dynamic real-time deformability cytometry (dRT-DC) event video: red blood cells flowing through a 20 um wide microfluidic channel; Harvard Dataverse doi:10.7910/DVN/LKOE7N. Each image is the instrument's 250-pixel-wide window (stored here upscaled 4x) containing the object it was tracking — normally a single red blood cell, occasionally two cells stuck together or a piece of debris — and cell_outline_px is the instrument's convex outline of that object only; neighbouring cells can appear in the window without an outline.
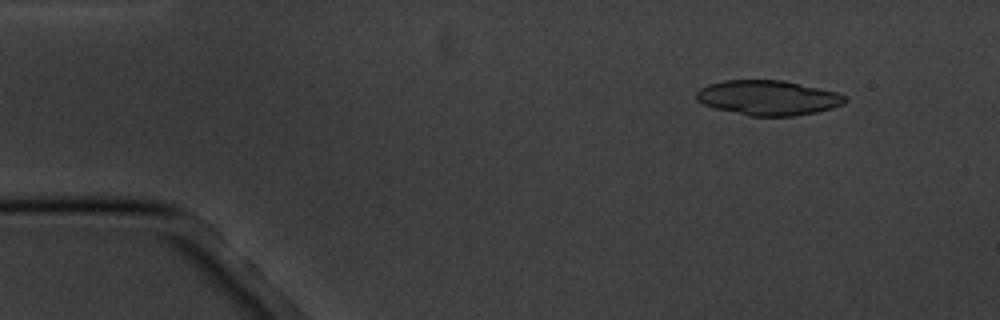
{"species": "common noctule bat (a hibernating species)", "species_latin": "Nyctalus noctula", "temperature_condition": "cold", "stored_images_in_passage": 4, "camera_frame_rate_fps": 3000, "um_per_image_px": 0.085, "animal": {"sex": "male", "body_mass_g": 20.1, "forearm_length_mm": 53.5}, "frame": {"image": 1, "passage_image": 2, "time_ms": 1.0, "image_size_px": [1000, 320], "cell_outline_px": [[848, 100], [844, 104], [832, 108], [816, 112], [796, 116], [748, 116], [716, 108], [704, 104], [696, 100], [696, 92], [700, 88], [708, 84], [724, 80], [784, 80], [836, 92], [848, 96]], "centroid_in_image_um": [65.31, 8.31], "position_along_channel_um": 19.7, "area_um2": 30.35}}